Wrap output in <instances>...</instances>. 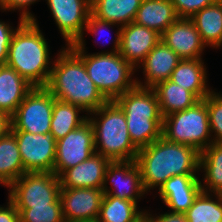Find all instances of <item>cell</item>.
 Wrapping results in <instances>:
<instances>
[{"mask_svg": "<svg viewBox=\"0 0 222 222\" xmlns=\"http://www.w3.org/2000/svg\"><path fill=\"white\" fill-rule=\"evenodd\" d=\"M136 164L145 192L158 189L176 175L198 174L200 152L195 148L167 141L164 137L139 149ZM197 172V173H196Z\"/></svg>", "mask_w": 222, "mask_h": 222, "instance_id": "1", "label": "cell"}, {"mask_svg": "<svg viewBox=\"0 0 222 222\" xmlns=\"http://www.w3.org/2000/svg\"><path fill=\"white\" fill-rule=\"evenodd\" d=\"M54 56L46 89L58 100L81 107L87 114L107 100L87 74L83 60L69 47L61 46Z\"/></svg>", "mask_w": 222, "mask_h": 222, "instance_id": "2", "label": "cell"}, {"mask_svg": "<svg viewBox=\"0 0 222 222\" xmlns=\"http://www.w3.org/2000/svg\"><path fill=\"white\" fill-rule=\"evenodd\" d=\"M37 20L23 21L14 31L6 65L33 87H46L52 69L51 49Z\"/></svg>", "mask_w": 222, "mask_h": 222, "instance_id": "3", "label": "cell"}, {"mask_svg": "<svg viewBox=\"0 0 222 222\" xmlns=\"http://www.w3.org/2000/svg\"><path fill=\"white\" fill-rule=\"evenodd\" d=\"M84 37L69 47L83 60L87 74L107 101H115L137 85L136 69L119 52L88 53Z\"/></svg>", "mask_w": 222, "mask_h": 222, "instance_id": "4", "label": "cell"}, {"mask_svg": "<svg viewBox=\"0 0 222 222\" xmlns=\"http://www.w3.org/2000/svg\"><path fill=\"white\" fill-rule=\"evenodd\" d=\"M114 102L123 110L130 139L138 149L162 137L163 117L152 88L136 85Z\"/></svg>", "mask_w": 222, "mask_h": 222, "instance_id": "5", "label": "cell"}, {"mask_svg": "<svg viewBox=\"0 0 222 222\" xmlns=\"http://www.w3.org/2000/svg\"><path fill=\"white\" fill-rule=\"evenodd\" d=\"M94 130L95 152L111 162L136 160L139 149L130 139L123 110L114 102L88 114Z\"/></svg>", "mask_w": 222, "mask_h": 222, "instance_id": "6", "label": "cell"}, {"mask_svg": "<svg viewBox=\"0 0 222 222\" xmlns=\"http://www.w3.org/2000/svg\"><path fill=\"white\" fill-rule=\"evenodd\" d=\"M162 137L167 141L189 145L200 153L213 143L207 104L200 100L194 106L163 118Z\"/></svg>", "mask_w": 222, "mask_h": 222, "instance_id": "7", "label": "cell"}, {"mask_svg": "<svg viewBox=\"0 0 222 222\" xmlns=\"http://www.w3.org/2000/svg\"><path fill=\"white\" fill-rule=\"evenodd\" d=\"M8 198L16 208L48 206L60 198V179L54 173H24L8 188Z\"/></svg>", "mask_w": 222, "mask_h": 222, "instance_id": "8", "label": "cell"}, {"mask_svg": "<svg viewBox=\"0 0 222 222\" xmlns=\"http://www.w3.org/2000/svg\"><path fill=\"white\" fill-rule=\"evenodd\" d=\"M54 102L45 87H33L11 117L10 131L50 134Z\"/></svg>", "mask_w": 222, "mask_h": 222, "instance_id": "9", "label": "cell"}, {"mask_svg": "<svg viewBox=\"0 0 222 222\" xmlns=\"http://www.w3.org/2000/svg\"><path fill=\"white\" fill-rule=\"evenodd\" d=\"M17 141L26 173H53L56 156V140L51 134H35L11 131Z\"/></svg>", "mask_w": 222, "mask_h": 222, "instance_id": "10", "label": "cell"}, {"mask_svg": "<svg viewBox=\"0 0 222 222\" xmlns=\"http://www.w3.org/2000/svg\"><path fill=\"white\" fill-rule=\"evenodd\" d=\"M95 153L94 130L87 120L56 141V156L53 173L60 176L66 169L89 159Z\"/></svg>", "mask_w": 222, "mask_h": 222, "instance_id": "11", "label": "cell"}, {"mask_svg": "<svg viewBox=\"0 0 222 222\" xmlns=\"http://www.w3.org/2000/svg\"><path fill=\"white\" fill-rule=\"evenodd\" d=\"M65 46L74 44L83 34L91 13V0H45Z\"/></svg>", "mask_w": 222, "mask_h": 222, "instance_id": "12", "label": "cell"}, {"mask_svg": "<svg viewBox=\"0 0 222 222\" xmlns=\"http://www.w3.org/2000/svg\"><path fill=\"white\" fill-rule=\"evenodd\" d=\"M102 189L104 195L129 199L137 204L147 194L143 188L141 172L135 160L111 162L106 169Z\"/></svg>", "mask_w": 222, "mask_h": 222, "instance_id": "13", "label": "cell"}, {"mask_svg": "<svg viewBox=\"0 0 222 222\" xmlns=\"http://www.w3.org/2000/svg\"><path fill=\"white\" fill-rule=\"evenodd\" d=\"M104 197L102 188L61 187L60 200L65 222H96Z\"/></svg>", "mask_w": 222, "mask_h": 222, "instance_id": "14", "label": "cell"}, {"mask_svg": "<svg viewBox=\"0 0 222 222\" xmlns=\"http://www.w3.org/2000/svg\"><path fill=\"white\" fill-rule=\"evenodd\" d=\"M161 41L181 59H201L206 48L190 18H178L161 34Z\"/></svg>", "mask_w": 222, "mask_h": 222, "instance_id": "15", "label": "cell"}, {"mask_svg": "<svg viewBox=\"0 0 222 222\" xmlns=\"http://www.w3.org/2000/svg\"><path fill=\"white\" fill-rule=\"evenodd\" d=\"M161 41V35L135 22L121 28L119 54L135 69Z\"/></svg>", "mask_w": 222, "mask_h": 222, "instance_id": "16", "label": "cell"}, {"mask_svg": "<svg viewBox=\"0 0 222 222\" xmlns=\"http://www.w3.org/2000/svg\"><path fill=\"white\" fill-rule=\"evenodd\" d=\"M202 191L199 175H176L156 193L170 212L185 213Z\"/></svg>", "mask_w": 222, "mask_h": 222, "instance_id": "17", "label": "cell"}, {"mask_svg": "<svg viewBox=\"0 0 222 222\" xmlns=\"http://www.w3.org/2000/svg\"><path fill=\"white\" fill-rule=\"evenodd\" d=\"M180 60L171 48L160 41L136 69L138 72L141 69L143 73V78L136 77L137 85L152 88L157 83L168 80Z\"/></svg>", "mask_w": 222, "mask_h": 222, "instance_id": "18", "label": "cell"}, {"mask_svg": "<svg viewBox=\"0 0 222 222\" xmlns=\"http://www.w3.org/2000/svg\"><path fill=\"white\" fill-rule=\"evenodd\" d=\"M110 163L109 159L95 152L89 159L66 169L59 176L60 185L68 188H103Z\"/></svg>", "mask_w": 222, "mask_h": 222, "instance_id": "19", "label": "cell"}, {"mask_svg": "<svg viewBox=\"0 0 222 222\" xmlns=\"http://www.w3.org/2000/svg\"><path fill=\"white\" fill-rule=\"evenodd\" d=\"M207 73L203 58L181 59L169 80L192 92L199 100H203L213 91L208 84Z\"/></svg>", "mask_w": 222, "mask_h": 222, "instance_id": "20", "label": "cell"}, {"mask_svg": "<svg viewBox=\"0 0 222 222\" xmlns=\"http://www.w3.org/2000/svg\"><path fill=\"white\" fill-rule=\"evenodd\" d=\"M32 89L33 86L12 67L0 65V112L12 117Z\"/></svg>", "mask_w": 222, "mask_h": 222, "instance_id": "21", "label": "cell"}, {"mask_svg": "<svg viewBox=\"0 0 222 222\" xmlns=\"http://www.w3.org/2000/svg\"><path fill=\"white\" fill-rule=\"evenodd\" d=\"M178 18L171 0H143L134 22L161 35Z\"/></svg>", "mask_w": 222, "mask_h": 222, "instance_id": "22", "label": "cell"}, {"mask_svg": "<svg viewBox=\"0 0 222 222\" xmlns=\"http://www.w3.org/2000/svg\"><path fill=\"white\" fill-rule=\"evenodd\" d=\"M190 19L206 47L222 49V1L206 6Z\"/></svg>", "mask_w": 222, "mask_h": 222, "instance_id": "23", "label": "cell"}, {"mask_svg": "<svg viewBox=\"0 0 222 222\" xmlns=\"http://www.w3.org/2000/svg\"><path fill=\"white\" fill-rule=\"evenodd\" d=\"M152 89L156 93L163 118L171 113L190 108L200 101L192 92L169 79L157 83Z\"/></svg>", "mask_w": 222, "mask_h": 222, "instance_id": "24", "label": "cell"}, {"mask_svg": "<svg viewBox=\"0 0 222 222\" xmlns=\"http://www.w3.org/2000/svg\"><path fill=\"white\" fill-rule=\"evenodd\" d=\"M143 0H91V13L120 27L134 22Z\"/></svg>", "mask_w": 222, "mask_h": 222, "instance_id": "25", "label": "cell"}, {"mask_svg": "<svg viewBox=\"0 0 222 222\" xmlns=\"http://www.w3.org/2000/svg\"><path fill=\"white\" fill-rule=\"evenodd\" d=\"M202 191L222 194V143L213 142L200 153Z\"/></svg>", "mask_w": 222, "mask_h": 222, "instance_id": "26", "label": "cell"}, {"mask_svg": "<svg viewBox=\"0 0 222 222\" xmlns=\"http://www.w3.org/2000/svg\"><path fill=\"white\" fill-rule=\"evenodd\" d=\"M24 173L16 138L9 131L0 137V185L8 188Z\"/></svg>", "mask_w": 222, "mask_h": 222, "instance_id": "27", "label": "cell"}, {"mask_svg": "<svg viewBox=\"0 0 222 222\" xmlns=\"http://www.w3.org/2000/svg\"><path fill=\"white\" fill-rule=\"evenodd\" d=\"M84 113L85 111L81 107L55 98L50 134L56 141L64 138L70 131L80 127L88 120V114L84 115Z\"/></svg>", "mask_w": 222, "mask_h": 222, "instance_id": "28", "label": "cell"}, {"mask_svg": "<svg viewBox=\"0 0 222 222\" xmlns=\"http://www.w3.org/2000/svg\"><path fill=\"white\" fill-rule=\"evenodd\" d=\"M145 210L129 199L104 195L96 222H134Z\"/></svg>", "mask_w": 222, "mask_h": 222, "instance_id": "29", "label": "cell"}, {"mask_svg": "<svg viewBox=\"0 0 222 222\" xmlns=\"http://www.w3.org/2000/svg\"><path fill=\"white\" fill-rule=\"evenodd\" d=\"M184 214L188 222H222V194L201 191Z\"/></svg>", "mask_w": 222, "mask_h": 222, "instance_id": "30", "label": "cell"}, {"mask_svg": "<svg viewBox=\"0 0 222 222\" xmlns=\"http://www.w3.org/2000/svg\"><path fill=\"white\" fill-rule=\"evenodd\" d=\"M16 209L20 214V222H65L60 198L48 206Z\"/></svg>", "mask_w": 222, "mask_h": 222, "instance_id": "31", "label": "cell"}, {"mask_svg": "<svg viewBox=\"0 0 222 222\" xmlns=\"http://www.w3.org/2000/svg\"><path fill=\"white\" fill-rule=\"evenodd\" d=\"M203 100L207 104L213 142L222 143V92H216L214 89Z\"/></svg>", "mask_w": 222, "mask_h": 222, "instance_id": "32", "label": "cell"}, {"mask_svg": "<svg viewBox=\"0 0 222 222\" xmlns=\"http://www.w3.org/2000/svg\"><path fill=\"white\" fill-rule=\"evenodd\" d=\"M114 27H116L117 29L115 31V35H114L115 37L112 39V43L109 42V41H111V39L110 40L108 39L109 41L106 39L107 43L105 41V43H106L105 45L112 44V49L109 50L110 52L108 50H105V51L102 50L101 52H94V53H117V52H119V49H120V36H121V28H122L117 24H113V23L98 19L92 13H90V15L87 19V23L85 25V28L83 30V34L81 36H84L86 34L85 32H88V34L90 33V35L93 34L94 36H99V34H102V32L104 33V31H106V30L107 31H114L113 30ZM107 31H106V33H107ZM98 43H100V42H98Z\"/></svg>", "mask_w": 222, "mask_h": 222, "instance_id": "33", "label": "cell"}, {"mask_svg": "<svg viewBox=\"0 0 222 222\" xmlns=\"http://www.w3.org/2000/svg\"><path fill=\"white\" fill-rule=\"evenodd\" d=\"M40 2V0H0V11L9 12L17 11L19 12V19L23 21H33L37 20L34 13L30 12L31 5Z\"/></svg>", "mask_w": 222, "mask_h": 222, "instance_id": "34", "label": "cell"}, {"mask_svg": "<svg viewBox=\"0 0 222 222\" xmlns=\"http://www.w3.org/2000/svg\"><path fill=\"white\" fill-rule=\"evenodd\" d=\"M217 0H171L179 18H191L195 13Z\"/></svg>", "mask_w": 222, "mask_h": 222, "instance_id": "35", "label": "cell"}, {"mask_svg": "<svg viewBox=\"0 0 222 222\" xmlns=\"http://www.w3.org/2000/svg\"><path fill=\"white\" fill-rule=\"evenodd\" d=\"M8 22L0 20V65L6 64L12 35L23 20L19 19L17 27L12 26Z\"/></svg>", "mask_w": 222, "mask_h": 222, "instance_id": "36", "label": "cell"}, {"mask_svg": "<svg viewBox=\"0 0 222 222\" xmlns=\"http://www.w3.org/2000/svg\"><path fill=\"white\" fill-rule=\"evenodd\" d=\"M148 214V218L150 222H188L184 213H176V212H166L165 213H155V215L150 212V210H145Z\"/></svg>", "mask_w": 222, "mask_h": 222, "instance_id": "37", "label": "cell"}, {"mask_svg": "<svg viewBox=\"0 0 222 222\" xmlns=\"http://www.w3.org/2000/svg\"><path fill=\"white\" fill-rule=\"evenodd\" d=\"M7 199V205H0V222H20V214L15 204L9 198Z\"/></svg>", "mask_w": 222, "mask_h": 222, "instance_id": "38", "label": "cell"}, {"mask_svg": "<svg viewBox=\"0 0 222 222\" xmlns=\"http://www.w3.org/2000/svg\"><path fill=\"white\" fill-rule=\"evenodd\" d=\"M11 117L6 113L0 112V137L10 131Z\"/></svg>", "mask_w": 222, "mask_h": 222, "instance_id": "39", "label": "cell"}, {"mask_svg": "<svg viewBox=\"0 0 222 222\" xmlns=\"http://www.w3.org/2000/svg\"><path fill=\"white\" fill-rule=\"evenodd\" d=\"M134 222H150L148 218V214L144 212L138 219H136Z\"/></svg>", "mask_w": 222, "mask_h": 222, "instance_id": "40", "label": "cell"}]
</instances>
